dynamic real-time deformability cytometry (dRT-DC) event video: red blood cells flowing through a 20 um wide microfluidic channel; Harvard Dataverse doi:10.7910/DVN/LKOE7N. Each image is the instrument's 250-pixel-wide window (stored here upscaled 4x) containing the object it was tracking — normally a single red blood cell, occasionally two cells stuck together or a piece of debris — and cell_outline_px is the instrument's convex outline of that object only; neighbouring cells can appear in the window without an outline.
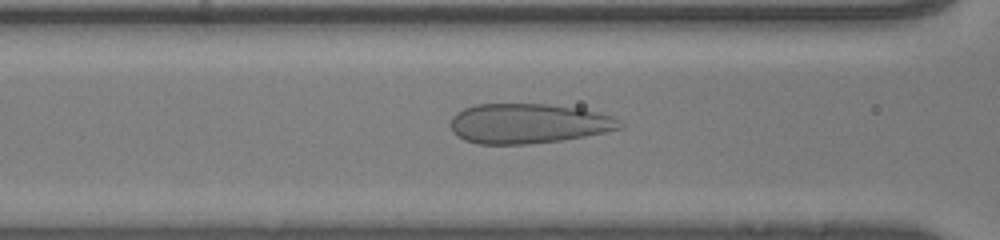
{"species": "human", "species_latin": "Homo sapiens", "temperature_condition": "room temperature", "stored_images_in_passage": 52, "camera_frame_rate_fps": 3000, "um_per_image_px": 0.085, "donor": {"sex": "male"}, "frame": {"image": 1, "passage_image": 26, "time_ms": 8.333, "image_size_px": [1000, 240], "cell_outline_px": [[624, 128], [584, 136], [560, 140], [528, 144], [480, 144], [464, 140], [452, 132], [452, 116], [456, 112], [464, 108], [476, 104], [544, 104], [576, 108], [596, 112], [612, 116], [624, 124]], "centroid_in_image_um": [44.89, 10.5], "position_along_channel_um": 121.7, "area_um2": 39.13}}
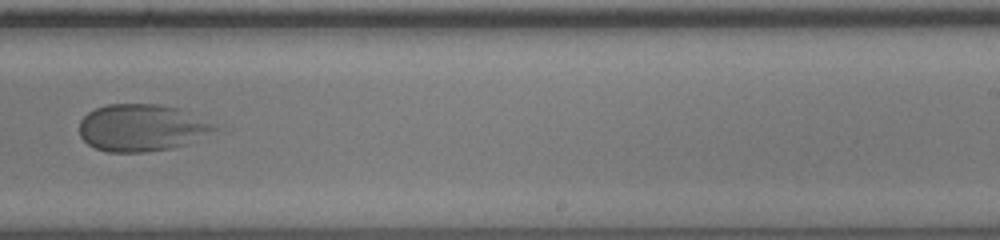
{"frame": {"image": 2, "passage_image": 37, "time_ms": 12.0, "image_size_px": [1000, 240], "cell_outline_px": [[216, 128], [188, 144], [172, 148], [144, 152], [108, 152], [96, 148], [88, 144], [80, 136], [80, 120], [88, 112], [96, 108], [108, 104], [160, 104], [180, 108], [212, 124]], "centroid_in_image_um": [11.98, 10.85], "position_along_channel_um": 277.0, "area_um2": 36.7}}
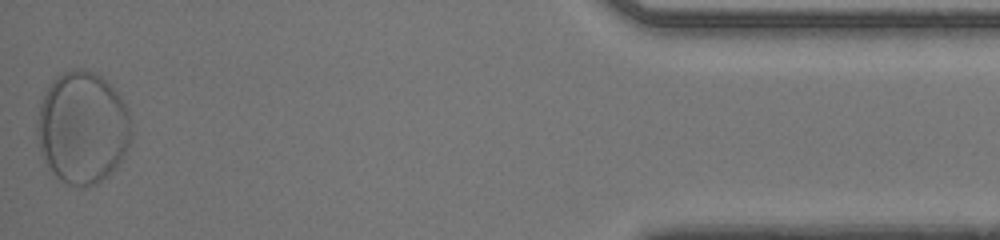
{"frame": {"image": 3, "passage_image": 52, "time_ms": 17.0, "image_size_px": [1000, 240], "cell_outline_px": [[132, 136], [128, 148], [120, 160], [108, 176], [96, 184], [84, 188], [80, 188], [68, 184], [60, 180], [48, 168], [40, 152], [36, 136], [36, 124], [40, 104], [52, 80], [56, 76], [72, 68], [80, 68], [96, 72], [108, 80], [116, 88], [128, 108], [132, 132]], "centroid_in_image_um": [7.02, 10.84], "position_along_channel_um": 428.2, "area_um2": 62.6}}